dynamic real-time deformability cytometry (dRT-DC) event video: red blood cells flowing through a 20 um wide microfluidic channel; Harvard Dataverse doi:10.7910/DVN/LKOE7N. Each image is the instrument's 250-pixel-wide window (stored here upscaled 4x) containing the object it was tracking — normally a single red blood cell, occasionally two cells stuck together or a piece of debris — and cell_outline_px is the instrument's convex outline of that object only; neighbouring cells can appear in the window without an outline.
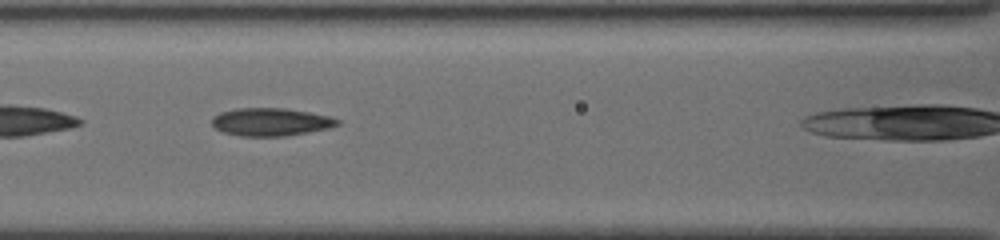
{"species": "common noctule bat (a hibernating species)", "species_latin": "Nyctalus noctula", "temperature_condition": "cold", "stored_images_in_passage": 10, "camera_frame_rate_fps": 3000, "um_per_image_px": 0.085, "animal": {"sex": "female", "body_mass_g": 19.5, "forearm_length_mm": 54.1}, "frame": {"image": 1, "passage_image": 7, "time_ms": 6.333, "image_size_px": [1000, 240], "cell_outline_px": [[340, 124], [328, 128], [308, 132], [284, 136], [240, 136], [224, 132], [216, 128], [212, 124], [212, 116], [220, 112], [236, 108], [284, 108], [308, 112], [328, 116], [340, 120]], "centroid_in_image_um": [22.99, 10.36], "position_along_channel_um": 143.6, "area_um2": 20.29}}